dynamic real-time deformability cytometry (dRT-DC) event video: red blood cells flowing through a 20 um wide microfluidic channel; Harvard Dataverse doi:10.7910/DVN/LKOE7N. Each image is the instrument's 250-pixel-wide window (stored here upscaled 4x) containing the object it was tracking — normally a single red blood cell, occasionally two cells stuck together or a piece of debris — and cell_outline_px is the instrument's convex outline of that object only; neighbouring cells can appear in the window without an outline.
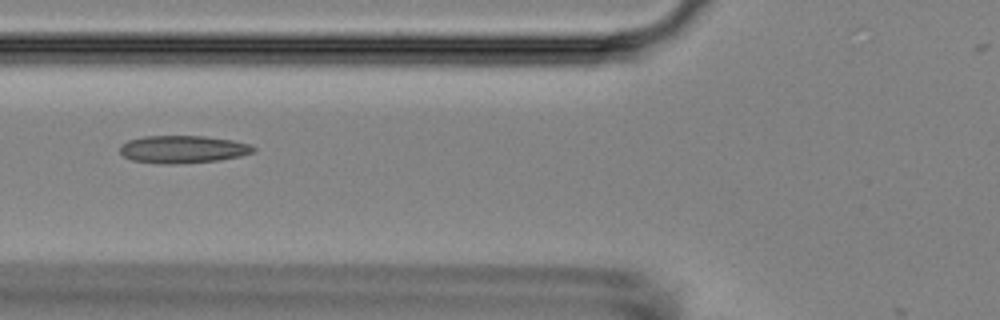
{"species": "Egyptian fruit bat (a non-hibernating species)", "species_latin": "Rousettus aegyptiacus", "temperature_condition": "room temperature", "stored_images_in_passage": 35, "camera_frame_rate_fps": 3000, "um_per_image_px": 0.085, "animal": {"sex": "female"}, "frame": {"image": 1, "passage_image": 4, "time_ms": 1.0, "image_size_px": [1000, 320], "cell_outline_px": [[256, 152], [240, 156], [220, 160], [172, 164], [164, 164], [132, 160], [124, 156], [120, 152], [120, 144], [128, 140], [144, 136], [204, 136], [232, 140], [248, 144], [256, 148]], "centroid_in_image_um": [15.54, 12.69], "position_along_channel_um": 110.3, "area_um2": 21.44}}
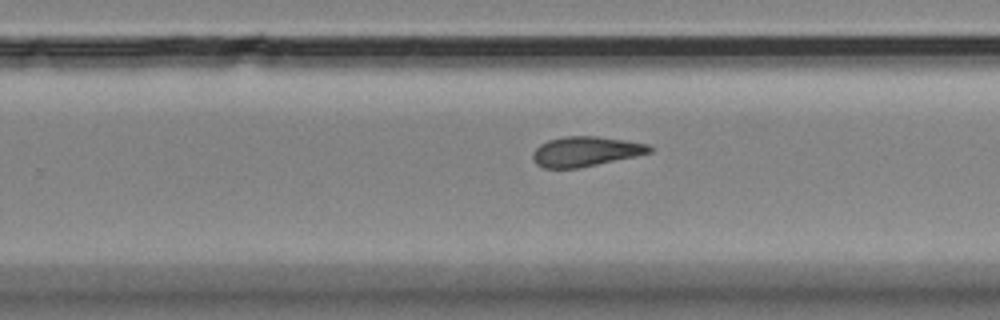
{"frame": {"image": 2, "passage_image": 18, "time_ms": 5.667, "image_size_px": [1000, 320], "cell_outline_px": [[652, 152], [636, 156], [576, 168], [544, 168], [536, 164], [532, 160], [532, 152], [540, 144], [548, 140], [564, 136], [596, 136], [624, 140], [648, 144], [652, 148]], "centroid_in_image_um": [49.74, 12.87], "position_along_channel_um": 280.1, "area_um2": 20.23}}
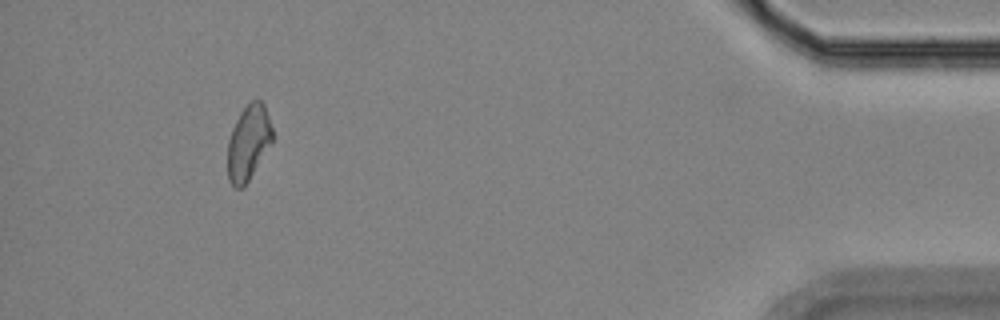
{"frame": {"image": 3, "passage_image": 34, "time_ms": 11.0, "image_size_px": [1000, 320], "cell_outline_px": [[272, 140], [248, 180], [240, 188], [236, 188], [228, 180], [228, 140], [232, 128], [240, 112], [252, 100], [260, 100], [264, 104], [272, 128]], "centroid_in_image_um": [21.09, 12.09], "position_along_channel_um": 414.1, "area_um2": 19.02}}